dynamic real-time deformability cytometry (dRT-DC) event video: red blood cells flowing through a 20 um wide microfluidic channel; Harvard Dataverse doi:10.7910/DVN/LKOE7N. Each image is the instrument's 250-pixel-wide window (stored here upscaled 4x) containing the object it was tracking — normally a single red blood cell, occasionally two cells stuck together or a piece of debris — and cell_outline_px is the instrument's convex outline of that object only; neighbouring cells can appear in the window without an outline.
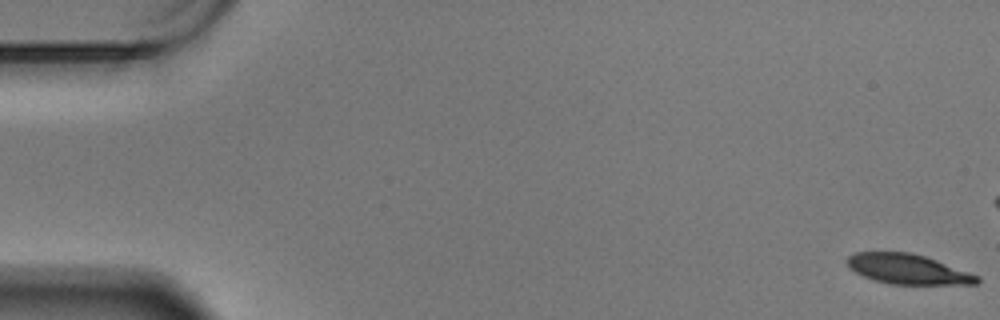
{"species": "Egyptian fruit bat (a non-hibernating species)", "species_latin": "Rousettus aegyptiacus", "temperature_condition": "warm", "stored_images_in_passage": 19, "camera_frame_rate_fps": 3000, "um_per_image_px": 0.085, "animal": {"sex": "male"}, "frame": {"image": 1, "passage_image": 1, "time_ms": 0.0, "image_size_px": [1000, 320], "cell_outline_px": [[980, 280], [976, 284], [892, 284], [876, 280], [864, 276], [848, 268], [844, 260], [852, 252], [912, 252], [936, 260], [980, 276]], "centroid_in_image_um": [77.12, 22.86], "position_along_channel_um": 7.9, "area_um2": 22.66}}